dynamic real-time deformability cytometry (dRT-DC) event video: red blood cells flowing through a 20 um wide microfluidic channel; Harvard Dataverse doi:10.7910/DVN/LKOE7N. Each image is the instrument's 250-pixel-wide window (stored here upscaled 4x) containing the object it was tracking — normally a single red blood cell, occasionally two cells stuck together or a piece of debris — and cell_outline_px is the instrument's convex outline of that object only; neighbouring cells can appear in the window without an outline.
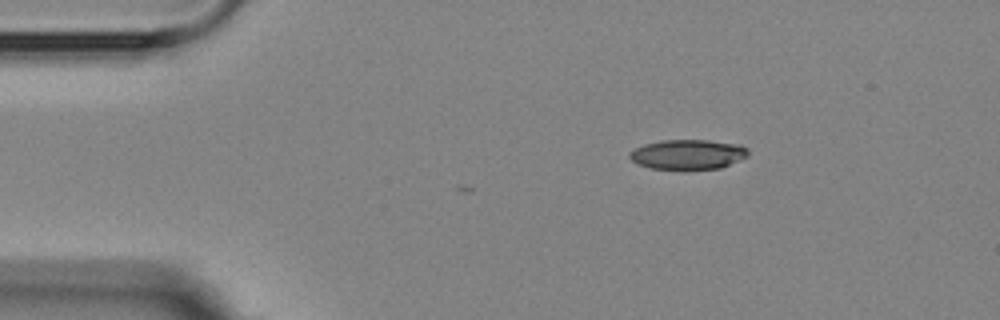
{"species": "Egyptian fruit bat (a non-hibernating species)", "species_latin": "Rousettus aegyptiacus", "temperature_condition": "room temperature", "stored_images_in_passage": 2, "camera_frame_rate_fps": 3000, "um_per_image_px": 0.085, "animal": {"sex": "female"}, "frame": {"image": 1, "passage_image": 1, "time_ms": 0.0, "image_size_px": [1000, 320], "cell_outline_px": [[748, 156], [720, 168], [648, 168], [636, 164], [628, 156], [628, 152], [644, 144], [660, 140], [708, 140], [740, 144], [748, 148]], "centroid_in_image_um": [58.45, 13.1], "position_along_channel_um": 26.6, "area_um2": 20.46}}